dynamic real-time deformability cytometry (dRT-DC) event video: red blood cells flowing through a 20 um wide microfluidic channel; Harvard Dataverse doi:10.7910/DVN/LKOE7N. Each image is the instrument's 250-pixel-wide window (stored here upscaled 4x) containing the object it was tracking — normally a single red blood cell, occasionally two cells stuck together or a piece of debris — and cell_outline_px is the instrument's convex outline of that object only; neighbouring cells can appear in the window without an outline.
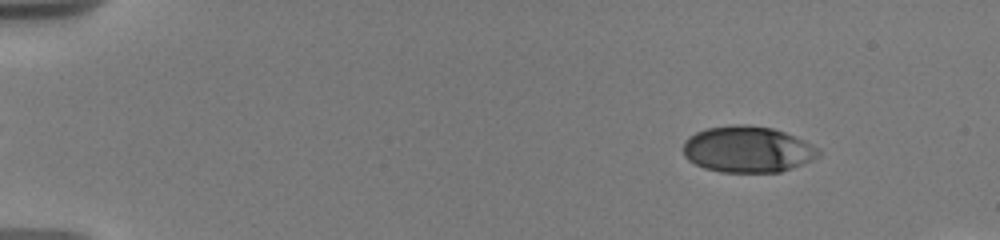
{"species": "human", "species_latin": "Homo sapiens", "temperature_condition": "warm", "stored_images_in_passage": 8, "camera_frame_rate_fps": 3000, "um_per_image_px": 0.085, "donor": {"sex": "male"}, "frame": {"image": 1, "passage_image": 4, "time_ms": 1.667, "image_size_px": [1000, 240], "cell_outline_px": [[820, 156], [812, 160], [792, 168], [780, 172], [720, 172], [704, 168], [688, 160], [684, 156], [684, 140], [688, 136], [696, 132], [708, 128], [736, 124], [748, 124], [772, 128], [784, 132], [804, 140], [816, 148], [820, 152]], "centroid_in_image_um": [63.52, 12.69], "position_along_channel_um": 21.5, "area_um2": 36.47}}
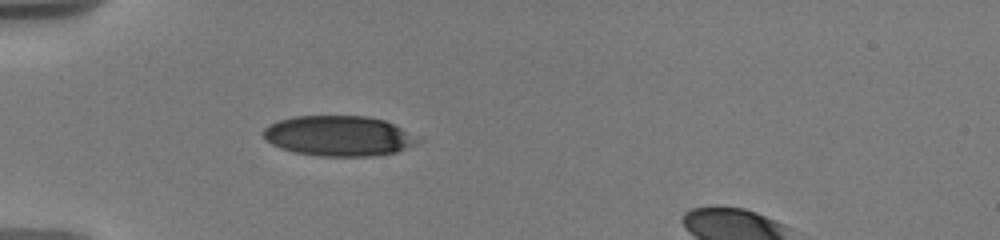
{"frame": {"image": 2, "passage_image": 8, "time_ms": 5.333, "image_size_px": [1000, 240], "cell_outline_px": [[424, 140], [396, 152], [372, 156], [320, 156], [296, 152], [280, 148], [272, 144], [260, 132], [268, 124], [276, 120], [292, 116], [368, 116], [384, 120]], "centroid_in_image_um": [28.75, 11.54], "position_along_channel_um": 56.2, "area_um2": 36.3}}